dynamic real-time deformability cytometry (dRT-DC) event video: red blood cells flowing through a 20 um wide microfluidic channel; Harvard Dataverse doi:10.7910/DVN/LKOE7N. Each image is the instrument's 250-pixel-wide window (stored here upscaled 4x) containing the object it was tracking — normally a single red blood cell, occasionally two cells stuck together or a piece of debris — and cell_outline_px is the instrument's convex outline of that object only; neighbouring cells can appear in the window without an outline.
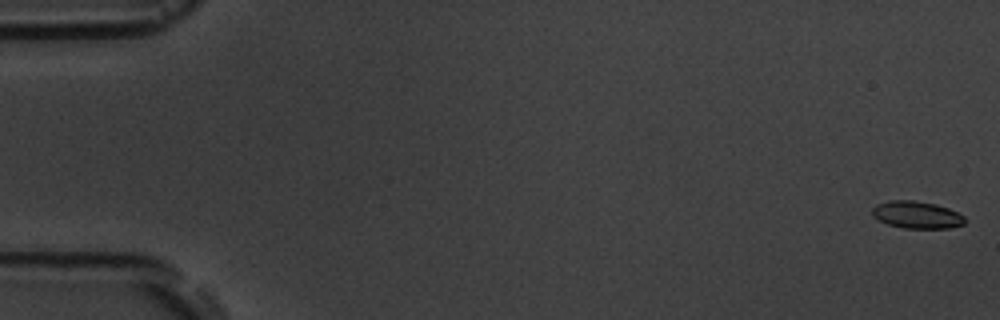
{"species": "common noctule bat (a hibernating species)", "species_latin": "Nyctalus noctula", "temperature_condition": "room temperature", "stored_images_in_passage": 6, "camera_frame_rate_fps": 3000, "um_per_image_px": 0.085, "animal": {"sex": "male", "body_mass_g": 19.5, "forearm_length_mm": 54.6}, "frame": {"image": 1, "passage_image": 1, "time_ms": 0.0, "image_size_px": [1000, 320], "cell_outline_px": [[968, 220], [964, 224], [948, 228], [904, 228], [888, 224], [872, 216], [872, 208], [876, 204], [888, 200], [912, 200], [936, 204], [948, 208], [964, 216]], "centroid_in_image_um": [77.93, 18.25], "position_along_channel_um": 7.1, "area_um2": 14.74}}
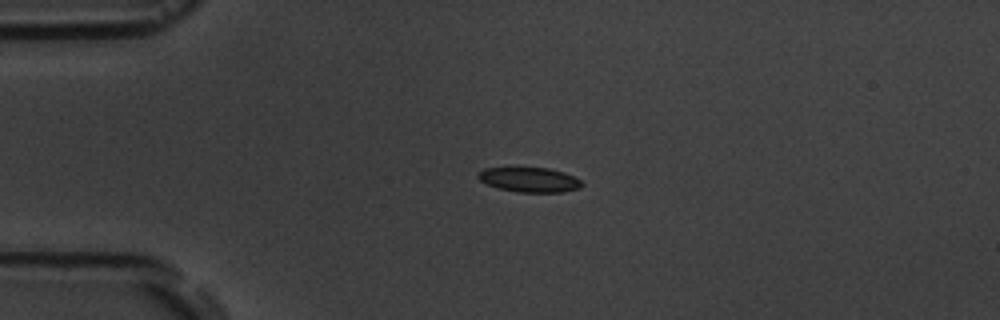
{"frame": {"image": 2, "passage_image": 4, "time_ms": 4.333, "image_size_px": [1000, 320], "cell_outline_px": [[584, 184], [580, 188], [564, 192], [520, 192], [500, 188], [488, 184], [480, 180], [476, 176], [476, 172], [484, 168], [548, 168], [564, 172], [580, 180]], "centroid_in_image_um": [45.01, 15.27], "position_along_channel_um": 40.0, "area_um2": 14.85}}
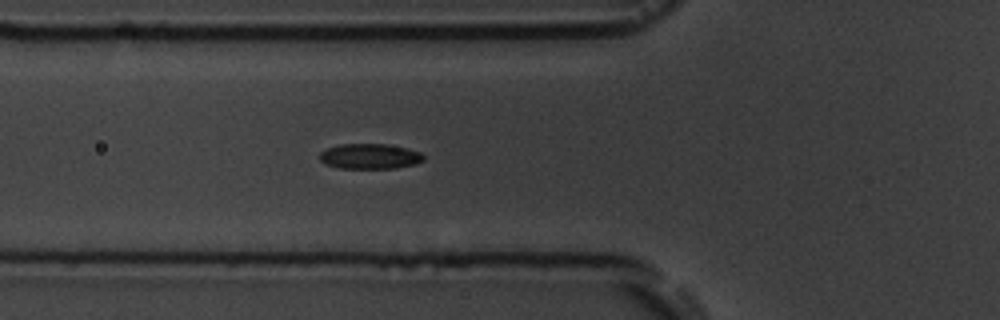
{"frame": {"image": 3, "passage_image": 6, "time_ms": 6.667, "image_size_px": [1000, 320], "cell_outline_px": [[424, 160], [416, 164], [396, 168], [340, 168], [324, 164], [320, 160], [320, 152], [328, 148], [340, 144], [388, 144], [420, 152], [424, 156]], "centroid_in_image_um": [31.43, 13.29], "position_along_channel_um": 94.4, "area_um2": 15.26}}